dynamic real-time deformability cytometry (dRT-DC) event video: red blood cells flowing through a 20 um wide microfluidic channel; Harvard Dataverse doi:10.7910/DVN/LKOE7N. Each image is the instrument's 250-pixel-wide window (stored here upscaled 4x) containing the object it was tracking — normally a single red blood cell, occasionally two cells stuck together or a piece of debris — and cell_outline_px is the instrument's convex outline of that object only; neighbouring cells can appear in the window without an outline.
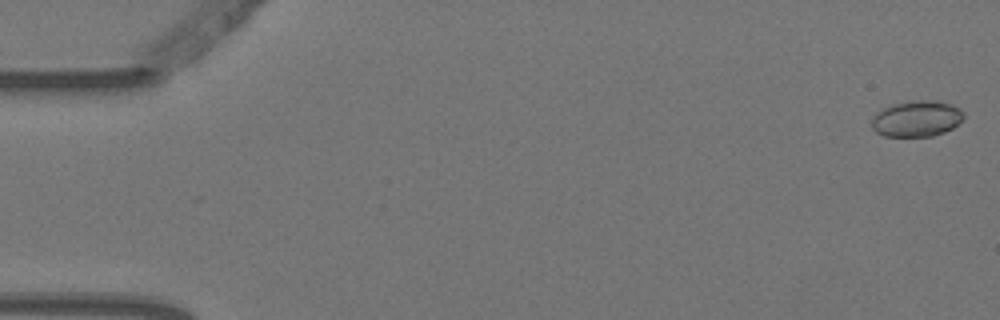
{"species": "Egyptian fruit bat (a non-hibernating species)", "species_latin": "Rousettus aegyptiacus", "temperature_condition": "warm", "stored_images_in_passage": 5, "camera_frame_rate_fps": 3000, "um_per_image_px": 0.085, "animal": {"sex": "female"}, "frame": {"image": 1, "passage_image": 1, "time_ms": 0.0, "image_size_px": [1000, 320], "cell_outline_px": [[964, 116], [952, 128], [944, 132], [932, 136], [884, 136], [876, 132], [872, 128], [872, 120], [876, 112], [892, 104], [908, 100], [936, 100], [952, 104], [960, 108], [964, 112]], "centroid_in_image_um": [77.91, 10.07], "position_along_channel_um": 7.1, "area_um2": 19.42}}